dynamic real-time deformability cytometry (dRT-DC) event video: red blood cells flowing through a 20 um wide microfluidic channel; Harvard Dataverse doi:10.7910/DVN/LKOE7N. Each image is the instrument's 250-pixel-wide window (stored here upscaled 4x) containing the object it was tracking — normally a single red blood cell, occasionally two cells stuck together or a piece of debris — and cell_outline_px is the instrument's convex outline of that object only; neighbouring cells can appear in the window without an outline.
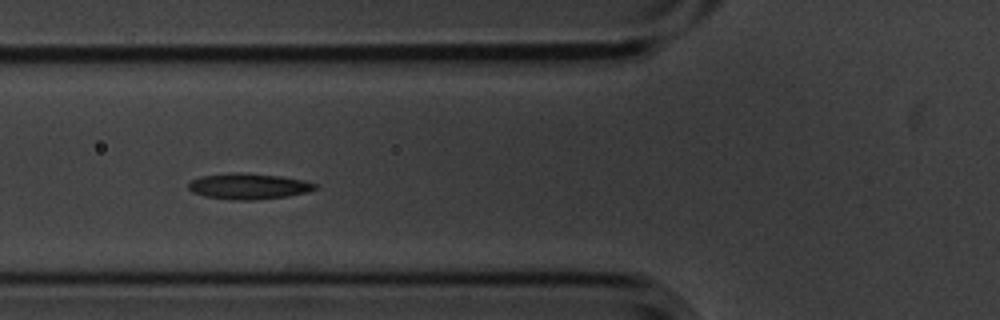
{"species": "common noctule bat (a hibernating species)", "species_latin": "Nyctalus noctula", "temperature_condition": "cold", "stored_images_in_passage": 16, "camera_frame_rate_fps": 3000, "um_per_image_px": 0.085, "animal": {"sex": "male", "body_mass_g": 20.1, "forearm_length_mm": 53.5}, "frame": {"image": 1, "passage_image": 6, "time_ms": 1.667, "image_size_px": [1000, 320], "cell_outline_px": [[316, 188], [308, 192], [288, 196], [252, 200], [232, 200], [204, 196], [192, 192], [188, 188], [188, 184], [192, 180], [200, 176], [232, 172], [244, 172], [280, 176], [304, 180], [316, 184]], "centroid_in_image_um": [21.1, 15.82], "position_along_channel_um": 104.7, "area_um2": 19.19}}
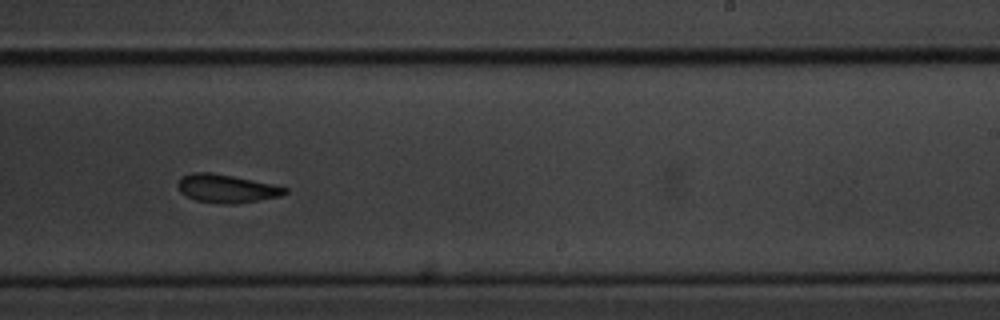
{"frame": {"image": 2, "passage_image": 10, "time_ms": 3.0, "image_size_px": [1000, 320], "cell_outline_px": [[288, 192], [280, 196], [232, 204], [220, 204], [196, 200], [180, 192], [176, 188], [176, 184], [184, 176], [192, 172], [212, 172], [272, 184], [288, 188]], "centroid_in_image_um": [19.22, 16.02], "position_along_channel_um": 269.8, "area_um2": 17.46}}
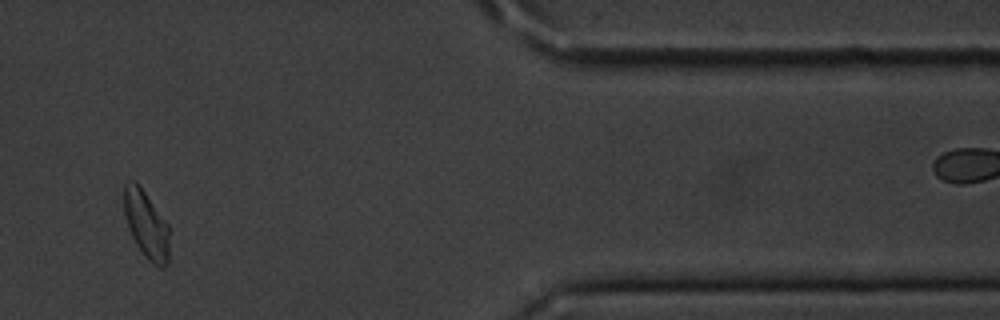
{"frame": {"image": 3, "passage_image": 14, "time_ms": 4.333, "image_size_px": [1000, 320], "cell_outline_px": [[168, 264], [164, 268], [160, 268], [152, 264], [148, 260], [136, 244], [132, 236], [124, 212], [124, 184], [128, 180], [132, 180], [144, 192], [168, 224]], "centroid_in_image_um": [12.44, 19.13], "position_along_channel_um": 399.0, "area_um2": 17.46}}